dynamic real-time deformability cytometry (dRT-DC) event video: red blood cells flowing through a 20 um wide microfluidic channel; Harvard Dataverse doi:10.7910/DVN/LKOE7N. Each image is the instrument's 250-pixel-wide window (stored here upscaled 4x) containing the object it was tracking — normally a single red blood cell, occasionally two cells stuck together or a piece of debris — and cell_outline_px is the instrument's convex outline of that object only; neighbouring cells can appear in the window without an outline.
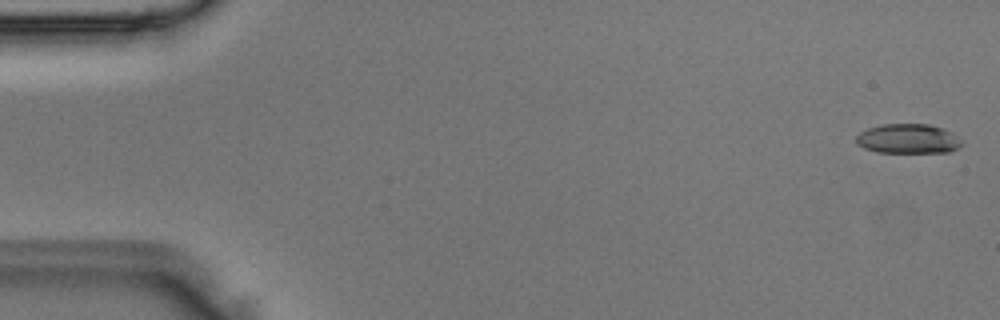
{"species": "Egyptian fruit bat (a non-hibernating species)", "species_latin": "Rousettus aegyptiacus", "temperature_condition": "room temperature", "stored_images_in_passage": 6, "camera_frame_rate_fps": 3000, "um_per_image_px": 0.085, "animal": {"sex": "male"}, "frame": {"image": 1, "passage_image": 1, "time_ms": 0.0, "image_size_px": [1000, 320], "cell_outline_px": [[964, 144], [960, 148], [948, 152], [876, 152], [864, 148], [856, 144], [856, 136], [860, 132], [868, 128], [884, 124], [928, 124], [944, 128], [952, 132]], "centroid_in_image_um": [77.2, 11.79], "position_along_channel_um": 7.8, "area_um2": 18.32}}
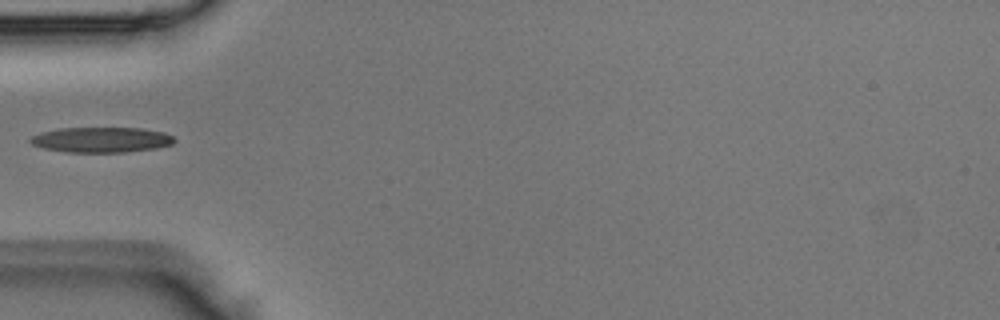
{"frame": {"image": 2, "passage_image": 5, "time_ms": 1.333, "image_size_px": [1000, 320], "cell_outline_px": [[176, 140], [172, 144], [156, 148], [124, 152], [68, 152], [44, 148], [32, 144], [28, 140], [32, 136], [40, 132], [56, 128], [140, 128], [164, 132], [172, 136]], "centroid_in_image_um": [8.6, 11.87], "position_along_channel_um": 76.4, "area_um2": 21.21}}
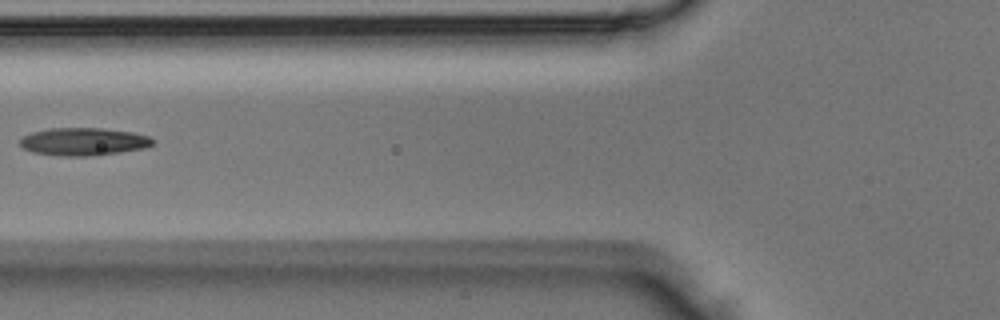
{"frame": {"image": 3, "passage_image": 6, "time_ms": 1.667, "image_size_px": [1000, 320], "cell_outline_px": [[156, 140], [152, 144], [144, 148], [88, 156], [60, 156], [32, 152], [24, 148], [20, 144], [20, 140], [24, 136], [32, 132], [48, 128], [100, 128], [132, 132], [148, 136]], "centroid_in_image_um": [7.08, 12.03], "position_along_channel_um": 118.7, "area_um2": 21.27}}